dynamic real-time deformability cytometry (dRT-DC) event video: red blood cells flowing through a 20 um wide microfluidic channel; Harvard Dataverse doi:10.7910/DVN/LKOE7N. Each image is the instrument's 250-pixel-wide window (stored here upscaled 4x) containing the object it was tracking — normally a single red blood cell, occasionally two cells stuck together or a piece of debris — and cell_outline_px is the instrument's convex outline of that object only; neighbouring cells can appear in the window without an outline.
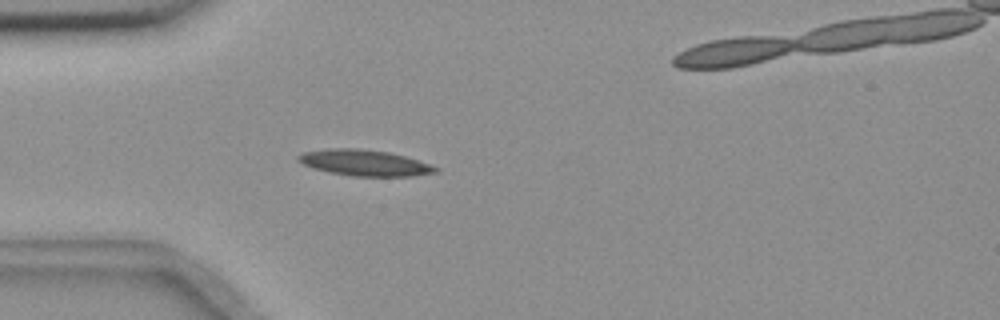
{"species": "common noctule bat (a hibernating species)", "species_latin": "Nyctalus noctula", "temperature_condition": "room temperature", "stored_images_in_passage": 56, "camera_frame_rate_fps": 3000, "um_per_image_px": 0.085, "animal": {"sex": "female", "body_mass_g": 18.4}, "frame": {"image": 1, "passage_image": 15, "time_ms": 4.667, "image_size_px": [1000, 320], "cell_outline_px": [[440, 172], [412, 176], [352, 176], [328, 172], [312, 168], [296, 160], [296, 156], [304, 152], [328, 148], [356, 148], [388, 152], [404, 156], [440, 168]], "centroid_in_image_um": [30.96, 13.84], "position_along_channel_um": 54.0, "area_um2": 20.81}}
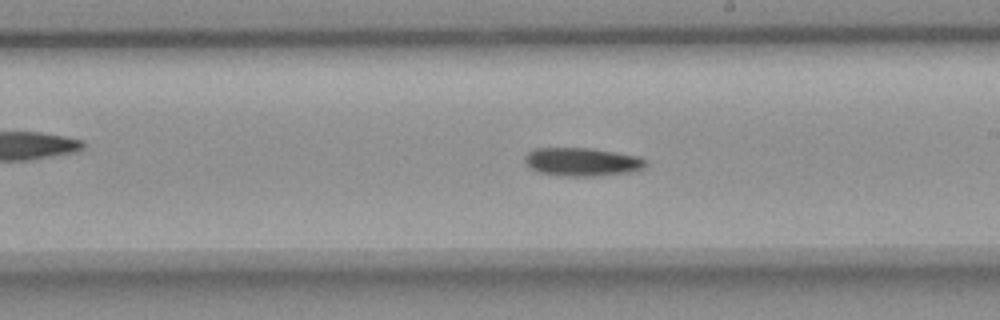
{"frame": {"image": 2, "passage_image": 31, "time_ms": 10.0, "image_size_px": [1000, 320], "cell_outline_px": [[648, 164], [640, 172], [600, 176], [556, 176], [540, 172], [532, 168], [524, 160], [524, 156], [532, 148], [588, 148], [640, 156], [648, 160]], "centroid_in_image_um": [49.57, 13.77], "position_along_channel_um": 239.4, "area_um2": 20.46}}
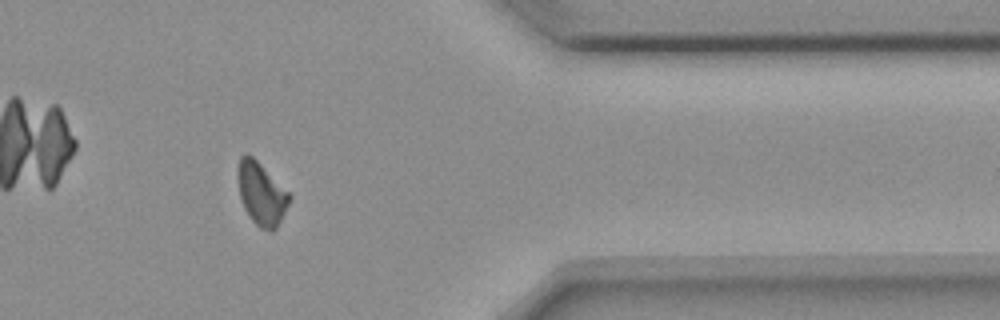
{"frame": {"image": 3, "passage_image": 45, "time_ms": 14.667, "image_size_px": [1000, 320], "cell_outline_px": [[292, 196], [276, 228], [272, 232], [260, 228], [248, 216], [244, 208], [240, 196], [236, 176], [236, 172], [240, 156], [244, 152], [252, 156]], "centroid_in_image_um": [22.17, 16.45], "position_along_channel_um": 389.2, "area_um2": 18.73}, "authors_computed_cell_mechanics": {"area_um2": 19.2474, "velocity_mm_per_s": 3.6287, "shape_relaxation_time_tau1_ms": 8.8744, "shape_relaxation_time_tau2_ms": null, "deformation_change_tau1": 0.1541, "deformation_change_tau2": null}}